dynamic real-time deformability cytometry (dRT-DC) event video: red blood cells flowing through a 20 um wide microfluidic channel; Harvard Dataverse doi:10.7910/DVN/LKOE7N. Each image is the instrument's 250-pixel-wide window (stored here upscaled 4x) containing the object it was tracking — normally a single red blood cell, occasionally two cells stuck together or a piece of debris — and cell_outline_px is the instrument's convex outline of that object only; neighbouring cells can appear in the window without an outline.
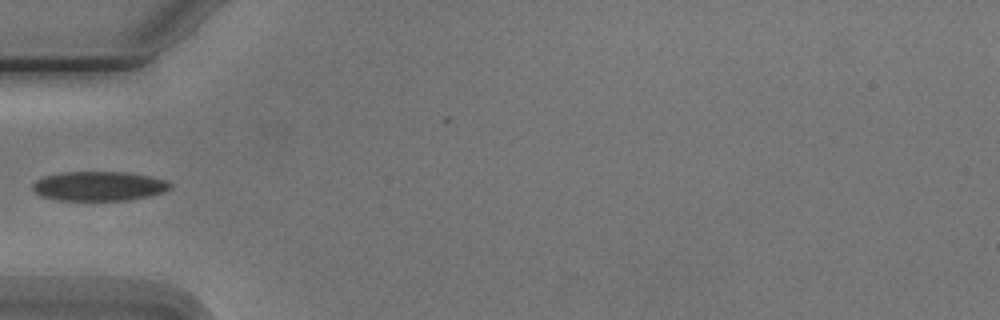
{"species": "Egyptian fruit bat (a non-hibernating species)", "species_latin": "Rousettus aegyptiacus", "temperature_condition": "cold", "stored_images_in_passage": 6, "camera_frame_rate_fps": 3000, "um_per_image_px": 0.085, "animal": {"sex": "male"}, "frame": {"image": 1, "passage_image": 5, "time_ms": 4.667, "image_size_px": [1000, 320], "cell_outline_px": [[172, 188], [164, 192], [148, 196], [128, 200], [56, 200], [40, 196], [32, 188], [32, 184], [40, 176], [64, 172], [128, 172], [152, 176], [168, 180], [172, 184]], "centroid_in_image_um": [8.42, 15.81], "position_along_channel_um": 76.6, "area_um2": 23.93}}
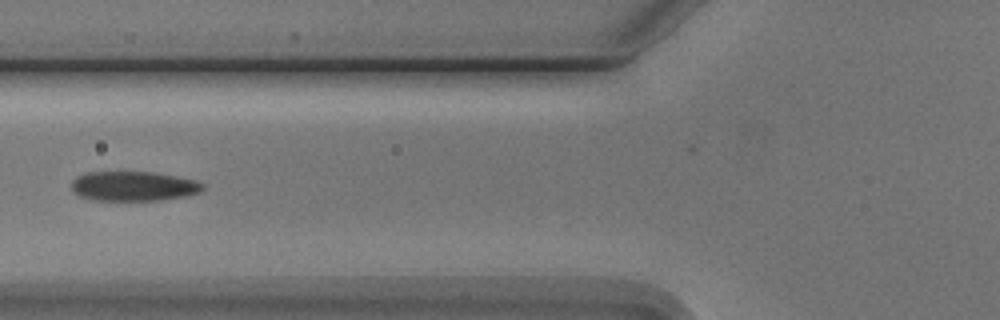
{"frame": {"image": 2, "passage_image": 6, "time_ms": 5.667, "image_size_px": [1000, 320], "cell_outline_px": [[204, 188], [200, 192], [184, 196], [160, 200], [92, 200], [80, 196], [72, 192], [72, 180], [76, 176], [84, 172], [152, 172], [176, 176], [196, 180], [204, 184]], "centroid_in_image_um": [11.32, 15.82], "position_along_channel_um": 114.5, "area_um2": 22.77}}